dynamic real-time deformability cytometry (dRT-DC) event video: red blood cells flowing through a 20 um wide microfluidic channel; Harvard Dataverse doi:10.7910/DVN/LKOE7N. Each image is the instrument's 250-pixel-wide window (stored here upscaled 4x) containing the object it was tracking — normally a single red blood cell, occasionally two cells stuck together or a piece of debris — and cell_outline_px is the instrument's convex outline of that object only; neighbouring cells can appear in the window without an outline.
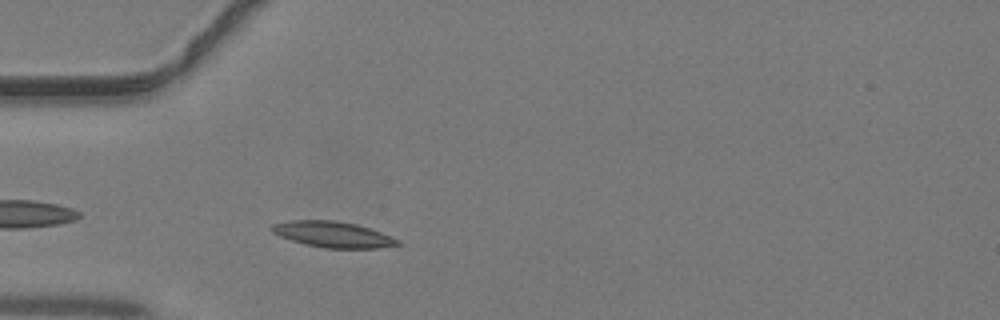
{"species": "common noctule bat (a hibernating species)", "species_latin": "Nyctalus noctula", "temperature_condition": "warm", "stored_images_in_passage": 34, "camera_frame_rate_fps": 3000, "um_per_image_px": 0.085, "animal": {"sex": "male", "body_mass_g": 19.2, "forearm_length_mm": 51.8}, "frame": {"image": 1, "passage_image": 3, "time_ms": 0.667, "image_size_px": [1000, 320], "cell_outline_px": [[400, 244], [380, 248], [324, 248], [304, 244], [280, 236], [272, 232], [268, 228], [272, 224], [292, 220], [336, 220], [356, 224], [380, 232], [400, 240]], "centroid_in_image_um": [28.27, 19.92], "position_along_channel_um": 56.7, "area_um2": 18.96}}
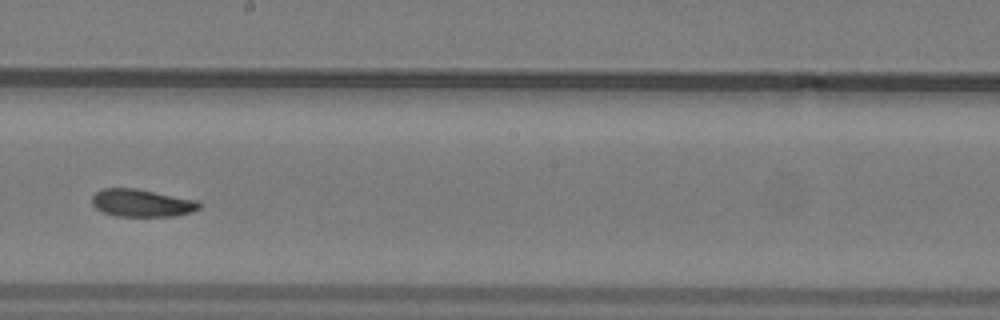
{"frame": {"image": 2, "passage_image": 15, "time_ms": 4.667, "image_size_px": [1000, 320], "cell_outline_px": [[200, 208], [192, 212], [172, 216], [116, 216], [104, 212], [96, 208], [92, 204], [92, 196], [96, 192], [104, 188], [136, 188], [196, 200], [200, 204]], "centroid_in_image_um": [12.03, 17.25], "position_along_channel_um": 236.2, "area_um2": 17.11}}
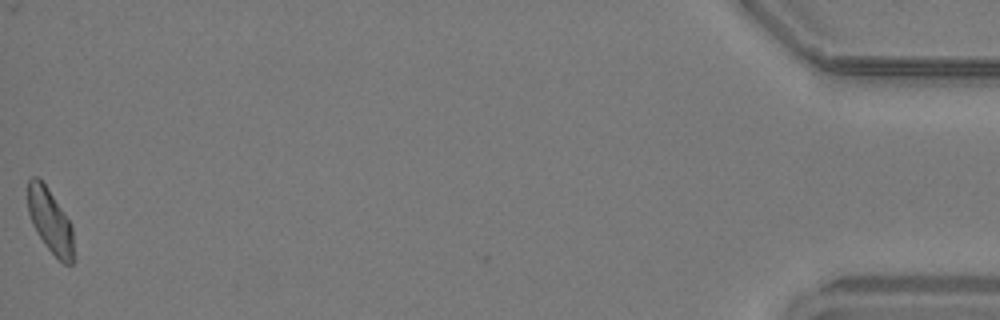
{"frame": {"image": 3, "passage_image": 34, "time_ms": 11.0, "image_size_px": [1000, 320], "cell_outline_px": [[72, 264], [64, 264], [44, 244], [36, 232], [32, 224], [28, 212], [28, 180], [32, 176], [40, 176], [72, 224]], "centroid_in_image_um": [4.23, 18.71], "position_along_channel_um": 431.0, "area_um2": 17.05}}